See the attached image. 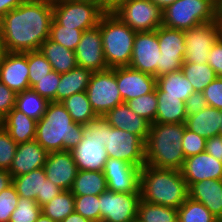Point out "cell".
I'll return each instance as SVG.
<instances>
[{"label": "cell", "instance_id": "cell-1", "mask_svg": "<svg viewBox=\"0 0 222 222\" xmlns=\"http://www.w3.org/2000/svg\"><path fill=\"white\" fill-rule=\"evenodd\" d=\"M53 4L25 0L0 19L6 52L37 51L49 38Z\"/></svg>", "mask_w": 222, "mask_h": 222}, {"label": "cell", "instance_id": "cell-2", "mask_svg": "<svg viewBox=\"0 0 222 222\" xmlns=\"http://www.w3.org/2000/svg\"><path fill=\"white\" fill-rule=\"evenodd\" d=\"M84 125L77 124L61 102H49L37 121L35 140L49 153L72 151L83 139Z\"/></svg>", "mask_w": 222, "mask_h": 222}, {"label": "cell", "instance_id": "cell-3", "mask_svg": "<svg viewBox=\"0 0 222 222\" xmlns=\"http://www.w3.org/2000/svg\"><path fill=\"white\" fill-rule=\"evenodd\" d=\"M185 123L150 124L145 142V165L181 170L184 164L182 139Z\"/></svg>", "mask_w": 222, "mask_h": 222}, {"label": "cell", "instance_id": "cell-4", "mask_svg": "<svg viewBox=\"0 0 222 222\" xmlns=\"http://www.w3.org/2000/svg\"><path fill=\"white\" fill-rule=\"evenodd\" d=\"M141 200L178 209L189 197L180 170L144 165L140 173Z\"/></svg>", "mask_w": 222, "mask_h": 222}, {"label": "cell", "instance_id": "cell-5", "mask_svg": "<svg viewBox=\"0 0 222 222\" xmlns=\"http://www.w3.org/2000/svg\"><path fill=\"white\" fill-rule=\"evenodd\" d=\"M100 31L107 67L129 66L136 32L110 10L100 19Z\"/></svg>", "mask_w": 222, "mask_h": 222}, {"label": "cell", "instance_id": "cell-6", "mask_svg": "<svg viewBox=\"0 0 222 222\" xmlns=\"http://www.w3.org/2000/svg\"><path fill=\"white\" fill-rule=\"evenodd\" d=\"M105 141V116L97 115L84 125L82 141L71 151L78 170L103 171L108 159Z\"/></svg>", "mask_w": 222, "mask_h": 222}, {"label": "cell", "instance_id": "cell-7", "mask_svg": "<svg viewBox=\"0 0 222 222\" xmlns=\"http://www.w3.org/2000/svg\"><path fill=\"white\" fill-rule=\"evenodd\" d=\"M110 11L135 32H150L163 24V10L150 0H120Z\"/></svg>", "mask_w": 222, "mask_h": 222}, {"label": "cell", "instance_id": "cell-8", "mask_svg": "<svg viewBox=\"0 0 222 222\" xmlns=\"http://www.w3.org/2000/svg\"><path fill=\"white\" fill-rule=\"evenodd\" d=\"M107 10L92 1L63 0L53 4V19L61 26L79 29H92L99 25Z\"/></svg>", "mask_w": 222, "mask_h": 222}, {"label": "cell", "instance_id": "cell-9", "mask_svg": "<svg viewBox=\"0 0 222 222\" xmlns=\"http://www.w3.org/2000/svg\"><path fill=\"white\" fill-rule=\"evenodd\" d=\"M214 21V6L207 0H177L163 10V26L188 30L196 25Z\"/></svg>", "mask_w": 222, "mask_h": 222}, {"label": "cell", "instance_id": "cell-10", "mask_svg": "<svg viewBox=\"0 0 222 222\" xmlns=\"http://www.w3.org/2000/svg\"><path fill=\"white\" fill-rule=\"evenodd\" d=\"M104 147L110 158L142 168L145 165V142L137 135L112 127L105 117Z\"/></svg>", "mask_w": 222, "mask_h": 222}, {"label": "cell", "instance_id": "cell-11", "mask_svg": "<svg viewBox=\"0 0 222 222\" xmlns=\"http://www.w3.org/2000/svg\"><path fill=\"white\" fill-rule=\"evenodd\" d=\"M86 94L96 115L104 116L109 110L123 103L120 95L116 67L92 72Z\"/></svg>", "mask_w": 222, "mask_h": 222}, {"label": "cell", "instance_id": "cell-12", "mask_svg": "<svg viewBox=\"0 0 222 222\" xmlns=\"http://www.w3.org/2000/svg\"><path fill=\"white\" fill-rule=\"evenodd\" d=\"M184 63L206 64L211 47L221 37V27L216 22H206L184 31Z\"/></svg>", "mask_w": 222, "mask_h": 222}, {"label": "cell", "instance_id": "cell-13", "mask_svg": "<svg viewBox=\"0 0 222 222\" xmlns=\"http://www.w3.org/2000/svg\"><path fill=\"white\" fill-rule=\"evenodd\" d=\"M140 193L106 190L100 194L101 222H136Z\"/></svg>", "mask_w": 222, "mask_h": 222}, {"label": "cell", "instance_id": "cell-14", "mask_svg": "<svg viewBox=\"0 0 222 222\" xmlns=\"http://www.w3.org/2000/svg\"><path fill=\"white\" fill-rule=\"evenodd\" d=\"M160 57L156 30L136 32L129 67L157 78L160 76Z\"/></svg>", "mask_w": 222, "mask_h": 222}, {"label": "cell", "instance_id": "cell-15", "mask_svg": "<svg viewBox=\"0 0 222 222\" xmlns=\"http://www.w3.org/2000/svg\"><path fill=\"white\" fill-rule=\"evenodd\" d=\"M156 33L161 52L160 76L181 70L186 49L184 31L161 25Z\"/></svg>", "mask_w": 222, "mask_h": 222}, {"label": "cell", "instance_id": "cell-16", "mask_svg": "<svg viewBox=\"0 0 222 222\" xmlns=\"http://www.w3.org/2000/svg\"><path fill=\"white\" fill-rule=\"evenodd\" d=\"M78 67L91 72H99L109 69L105 62L102 45L100 22L96 27L85 30L75 50Z\"/></svg>", "mask_w": 222, "mask_h": 222}, {"label": "cell", "instance_id": "cell-17", "mask_svg": "<svg viewBox=\"0 0 222 222\" xmlns=\"http://www.w3.org/2000/svg\"><path fill=\"white\" fill-rule=\"evenodd\" d=\"M27 52H6L0 59V81L16 94L30 89Z\"/></svg>", "mask_w": 222, "mask_h": 222}, {"label": "cell", "instance_id": "cell-18", "mask_svg": "<svg viewBox=\"0 0 222 222\" xmlns=\"http://www.w3.org/2000/svg\"><path fill=\"white\" fill-rule=\"evenodd\" d=\"M46 177L62 190H70L78 168L71 151L49 152L44 164Z\"/></svg>", "mask_w": 222, "mask_h": 222}, {"label": "cell", "instance_id": "cell-19", "mask_svg": "<svg viewBox=\"0 0 222 222\" xmlns=\"http://www.w3.org/2000/svg\"><path fill=\"white\" fill-rule=\"evenodd\" d=\"M117 86L123 102L153 92L156 78L129 66L116 67Z\"/></svg>", "mask_w": 222, "mask_h": 222}, {"label": "cell", "instance_id": "cell-20", "mask_svg": "<svg viewBox=\"0 0 222 222\" xmlns=\"http://www.w3.org/2000/svg\"><path fill=\"white\" fill-rule=\"evenodd\" d=\"M180 171L189 188L195 182L222 179V162L202 152L186 158Z\"/></svg>", "mask_w": 222, "mask_h": 222}, {"label": "cell", "instance_id": "cell-21", "mask_svg": "<svg viewBox=\"0 0 222 222\" xmlns=\"http://www.w3.org/2000/svg\"><path fill=\"white\" fill-rule=\"evenodd\" d=\"M48 152L34 139L19 143L8 172L11 177L27 174L44 167Z\"/></svg>", "mask_w": 222, "mask_h": 222}, {"label": "cell", "instance_id": "cell-22", "mask_svg": "<svg viewBox=\"0 0 222 222\" xmlns=\"http://www.w3.org/2000/svg\"><path fill=\"white\" fill-rule=\"evenodd\" d=\"M106 120L112 127L122 129L139 136L146 142L150 130V123L132 111L123 102L117 105L112 110H109L105 115Z\"/></svg>", "mask_w": 222, "mask_h": 222}, {"label": "cell", "instance_id": "cell-23", "mask_svg": "<svg viewBox=\"0 0 222 222\" xmlns=\"http://www.w3.org/2000/svg\"><path fill=\"white\" fill-rule=\"evenodd\" d=\"M189 197L202 203L219 221L222 220V179H207L188 188Z\"/></svg>", "mask_w": 222, "mask_h": 222}, {"label": "cell", "instance_id": "cell-24", "mask_svg": "<svg viewBox=\"0 0 222 222\" xmlns=\"http://www.w3.org/2000/svg\"><path fill=\"white\" fill-rule=\"evenodd\" d=\"M37 121L13 108L4 120V129L17 143H25L36 138Z\"/></svg>", "mask_w": 222, "mask_h": 222}, {"label": "cell", "instance_id": "cell-25", "mask_svg": "<svg viewBox=\"0 0 222 222\" xmlns=\"http://www.w3.org/2000/svg\"><path fill=\"white\" fill-rule=\"evenodd\" d=\"M220 110L207 106L198 114L186 118V128L206 139L219 135L221 124Z\"/></svg>", "mask_w": 222, "mask_h": 222}, {"label": "cell", "instance_id": "cell-26", "mask_svg": "<svg viewBox=\"0 0 222 222\" xmlns=\"http://www.w3.org/2000/svg\"><path fill=\"white\" fill-rule=\"evenodd\" d=\"M39 51L51 64L52 70L57 73H66L77 67L75 51L52 41L50 38L41 44Z\"/></svg>", "mask_w": 222, "mask_h": 222}, {"label": "cell", "instance_id": "cell-27", "mask_svg": "<svg viewBox=\"0 0 222 222\" xmlns=\"http://www.w3.org/2000/svg\"><path fill=\"white\" fill-rule=\"evenodd\" d=\"M157 112L155 121L157 123H185L186 105L179 97L164 96V92L156 86Z\"/></svg>", "mask_w": 222, "mask_h": 222}, {"label": "cell", "instance_id": "cell-28", "mask_svg": "<svg viewBox=\"0 0 222 222\" xmlns=\"http://www.w3.org/2000/svg\"><path fill=\"white\" fill-rule=\"evenodd\" d=\"M92 72L82 67H76L69 72L60 74L57 86L56 102H62L73 94L87 90Z\"/></svg>", "mask_w": 222, "mask_h": 222}, {"label": "cell", "instance_id": "cell-29", "mask_svg": "<svg viewBox=\"0 0 222 222\" xmlns=\"http://www.w3.org/2000/svg\"><path fill=\"white\" fill-rule=\"evenodd\" d=\"M156 86L164 92V96L179 97L184 102L195 92L191 82L185 77L182 70L157 77Z\"/></svg>", "mask_w": 222, "mask_h": 222}, {"label": "cell", "instance_id": "cell-30", "mask_svg": "<svg viewBox=\"0 0 222 222\" xmlns=\"http://www.w3.org/2000/svg\"><path fill=\"white\" fill-rule=\"evenodd\" d=\"M107 190L103 171L78 170L70 189L74 196L100 195Z\"/></svg>", "mask_w": 222, "mask_h": 222}, {"label": "cell", "instance_id": "cell-31", "mask_svg": "<svg viewBox=\"0 0 222 222\" xmlns=\"http://www.w3.org/2000/svg\"><path fill=\"white\" fill-rule=\"evenodd\" d=\"M46 179L45 170L42 167L27 174L13 177L12 184L20 197L36 201L37 196H42L43 182Z\"/></svg>", "mask_w": 222, "mask_h": 222}, {"label": "cell", "instance_id": "cell-32", "mask_svg": "<svg viewBox=\"0 0 222 222\" xmlns=\"http://www.w3.org/2000/svg\"><path fill=\"white\" fill-rule=\"evenodd\" d=\"M48 104L49 101L47 99L41 97L30 88L16 94L14 108L28 117L39 121L46 112Z\"/></svg>", "mask_w": 222, "mask_h": 222}, {"label": "cell", "instance_id": "cell-33", "mask_svg": "<svg viewBox=\"0 0 222 222\" xmlns=\"http://www.w3.org/2000/svg\"><path fill=\"white\" fill-rule=\"evenodd\" d=\"M61 103L77 124L86 125L91 119L97 116L88 100L86 91L73 94Z\"/></svg>", "mask_w": 222, "mask_h": 222}, {"label": "cell", "instance_id": "cell-34", "mask_svg": "<svg viewBox=\"0 0 222 222\" xmlns=\"http://www.w3.org/2000/svg\"><path fill=\"white\" fill-rule=\"evenodd\" d=\"M136 222H178V211L140 200Z\"/></svg>", "mask_w": 222, "mask_h": 222}, {"label": "cell", "instance_id": "cell-35", "mask_svg": "<svg viewBox=\"0 0 222 222\" xmlns=\"http://www.w3.org/2000/svg\"><path fill=\"white\" fill-rule=\"evenodd\" d=\"M42 213L55 222H61L75 211L74 195L70 190H63L58 196L42 207Z\"/></svg>", "mask_w": 222, "mask_h": 222}, {"label": "cell", "instance_id": "cell-36", "mask_svg": "<svg viewBox=\"0 0 222 222\" xmlns=\"http://www.w3.org/2000/svg\"><path fill=\"white\" fill-rule=\"evenodd\" d=\"M181 70L191 82L195 92H203L217 78L215 71L208 63L199 65L195 63H183Z\"/></svg>", "mask_w": 222, "mask_h": 222}, {"label": "cell", "instance_id": "cell-37", "mask_svg": "<svg viewBox=\"0 0 222 222\" xmlns=\"http://www.w3.org/2000/svg\"><path fill=\"white\" fill-rule=\"evenodd\" d=\"M178 222H219V220L200 202L190 197L177 209Z\"/></svg>", "mask_w": 222, "mask_h": 222}, {"label": "cell", "instance_id": "cell-38", "mask_svg": "<svg viewBox=\"0 0 222 222\" xmlns=\"http://www.w3.org/2000/svg\"><path fill=\"white\" fill-rule=\"evenodd\" d=\"M134 113L153 124L157 112V93L156 89L148 94L136 97L126 102Z\"/></svg>", "mask_w": 222, "mask_h": 222}, {"label": "cell", "instance_id": "cell-39", "mask_svg": "<svg viewBox=\"0 0 222 222\" xmlns=\"http://www.w3.org/2000/svg\"><path fill=\"white\" fill-rule=\"evenodd\" d=\"M82 33V30L61 26L52 19L49 38L52 41L60 43L62 46L75 51L80 42Z\"/></svg>", "mask_w": 222, "mask_h": 222}, {"label": "cell", "instance_id": "cell-40", "mask_svg": "<svg viewBox=\"0 0 222 222\" xmlns=\"http://www.w3.org/2000/svg\"><path fill=\"white\" fill-rule=\"evenodd\" d=\"M27 63L30 88L52 71L51 64L39 50L27 51Z\"/></svg>", "mask_w": 222, "mask_h": 222}, {"label": "cell", "instance_id": "cell-41", "mask_svg": "<svg viewBox=\"0 0 222 222\" xmlns=\"http://www.w3.org/2000/svg\"><path fill=\"white\" fill-rule=\"evenodd\" d=\"M100 195L74 196L75 212L92 222H101Z\"/></svg>", "mask_w": 222, "mask_h": 222}, {"label": "cell", "instance_id": "cell-42", "mask_svg": "<svg viewBox=\"0 0 222 222\" xmlns=\"http://www.w3.org/2000/svg\"><path fill=\"white\" fill-rule=\"evenodd\" d=\"M41 213L42 208L36 201L19 196L18 204L9 222H35Z\"/></svg>", "mask_w": 222, "mask_h": 222}, {"label": "cell", "instance_id": "cell-43", "mask_svg": "<svg viewBox=\"0 0 222 222\" xmlns=\"http://www.w3.org/2000/svg\"><path fill=\"white\" fill-rule=\"evenodd\" d=\"M107 190L122 193H140V175L105 176Z\"/></svg>", "mask_w": 222, "mask_h": 222}, {"label": "cell", "instance_id": "cell-44", "mask_svg": "<svg viewBox=\"0 0 222 222\" xmlns=\"http://www.w3.org/2000/svg\"><path fill=\"white\" fill-rule=\"evenodd\" d=\"M60 82V73L52 70L45 77L34 84L31 89L49 102H56L57 86Z\"/></svg>", "mask_w": 222, "mask_h": 222}, {"label": "cell", "instance_id": "cell-45", "mask_svg": "<svg viewBox=\"0 0 222 222\" xmlns=\"http://www.w3.org/2000/svg\"><path fill=\"white\" fill-rule=\"evenodd\" d=\"M19 195L13 184L0 192V222H9L12 212L16 209Z\"/></svg>", "mask_w": 222, "mask_h": 222}, {"label": "cell", "instance_id": "cell-46", "mask_svg": "<svg viewBox=\"0 0 222 222\" xmlns=\"http://www.w3.org/2000/svg\"><path fill=\"white\" fill-rule=\"evenodd\" d=\"M17 145L4 128L0 129V169H10Z\"/></svg>", "mask_w": 222, "mask_h": 222}, {"label": "cell", "instance_id": "cell-47", "mask_svg": "<svg viewBox=\"0 0 222 222\" xmlns=\"http://www.w3.org/2000/svg\"><path fill=\"white\" fill-rule=\"evenodd\" d=\"M141 169L129 162L108 157L104 166V176L140 175Z\"/></svg>", "mask_w": 222, "mask_h": 222}, {"label": "cell", "instance_id": "cell-48", "mask_svg": "<svg viewBox=\"0 0 222 222\" xmlns=\"http://www.w3.org/2000/svg\"><path fill=\"white\" fill-rule=\"evenodd\" d=\"M206 140V138L199 136L197 133L185 128L184 136L182 139V149L185 159L190 156L205 152Z\"/></svg>", "mask_w": 222, "mask_h": 222}, {"label": "cell", "instance_id": "cell-49", "mask_svg": "<svg viewBox=\"0 0 222 222\" xmlns=\"http://www.w3.org/2000/svg\"><path fill=\"white\" fill-rule=\"evenodd\" d=\"M207 105L222 110V78L217 77L204 90Z\"/></svg>", "mask_w": 222, "mask_h": 222}, {"label": "cell", "instance_id": "cell-50", "mask_svg": "<svg viewBox=\"0 0 222 222\" xmlns=\"http://www.w3.org/2000/svg\"><path fill=\"white\" fill-rule=\"evenodd\" d=\"M207 63L222 78V37L211 47Z\"/></svg>", "mask_w": 222, "mask_h": 222}, {"label": "cell", "instance_id": "cell-51", "mask_svg": "<svg viewBox=\"0 0 222 222\" xmlns=\"http://www.w3.org/2000/svg\"><path fill=\"white\" fill-rule=\"evenodd\" d=\"M16 93L0 81V113L6 116L15 106Z\"/></svg>", "mask_w": 222, "mask_h": 222}, {"label": "cell", "instance_id": "cell-52", "mask_svg": "<svg viewBox=\"0 0 222 222\" xmlns=\"http://www.w3.org/2000/svg\"><path fill=\"white\" fill-rule=\"evenodd\" d=\"M186 105V115L198 114L202 109L207 107V102L205 100L203 92L192 93L185 102Z\"/></svg>", "mask_w": 222, "mask_h": 222}, {"label": "cell", "instance_id": "cell-53", "mask_svg": "<svg viewBox=\"0 0 222 222\" xmlns=\"http://www.w3.org/2000/svg\"><path fill=\"white\" fill-rule=\"evenodd\" d=\"M63 190L54 184L53 182L46 179L43 182L42 196H37L36 202L40 207L50 202L54 197L58 196Z\"/></svg>", "mask_w": 222, "mask_h": 222}, {"label": "cell", "instance_id": "cell-54", "mask_svg": "<svg viewBox=\"0 0 222 222\" xmlns=\"http://www.w3.org/2000/svg\"><path fill=\"white\" fill-rule=\"evenodd\" d=\"M205 152L222 162V136L217 135L206 140Z\"/></svg>", "mask_w": 222, "mask_h": 222}, {"label": "cell", "instance_id": "cell-55", "mask_svg": "<svg viewBox=\"0 0 222 222\" xmlns=\"http://www.w3.org/2000/svg\"><path fill=\"white\" fill-rule=\"evenodd\" d=\"M25 0H0V19Z\"/></svg>", "mask_w": 222, "mask_h": 222}, {"label": "cell", "instance_id": "cell-56", "mask_svg": "<svg viewBox=\"0 0 222 222\" xmlns=\"http://www.w3.org/2000/svg\"><path fill=\"white\" fill-rule=\"evenodd\" d=\"M12 184L11 174L6 169H0V192Z\"/></svg>", "mask_w": 222, "mask_h": 222}, {"label": "cell", "instance_id": "cell-57", "mask_svg": "<svg viewBox=\"0 0 222 222\" xmlns=\"http://www.w3.org/2000/svg\"><path fill=\"white\" fill-rule=\"evenodd\" d=\"M61 222H92V221L87 218H84L82 215L74 211Z\"/></svg>", "mask_w": 222, "mask_h": 222}, {"label": "cell", "instance_id": "cell-58", "mask_svg": "<svg viewBox=\"0 0 222 222\" xmlns=\"http://www.w3.org/2000/svg\"><path fill=\"white\" fill-rule=\"evenodd\" d=\"M214 22L222 28V0L214 6Z\"/></svg>", "mask_w": 222, "mask_h": 222}, {"label": "cell", "instance_id": "cell-59", "mask_svg": "<svg viewBox=\"0 0 222 222\" xmlns=\"http://www.w3.org/2000/svg\"><path fill=\"white\" fill-rule=\"evenodd\" d=\"M155 5L159 6L162 10L166 9L170 4H173L177 0H150Z\"/></svg>", "mask_w": 222, "mask_h": 222}, {"label": "cell", "instance_id": "cell-60", "mask_svg": "<svg viewBox=\"0 0 222 222\" xmlns=\"http://www.w3.org/2000/svg\"><path fill=\"white\" fill-rule=\"evenodd\" d=\"M5 53H6V50H5V46H4L2 29L0 26V59L5 55Z\"/></svg>", "mask_w": 222, "mask_h": 222}, {"label": "cell", "instance_id": "cell-61", "mask_svg": "<svg viewBox=\"0 0 222 222\" xmlns=\"http://www.w3.org/2000/svg\"><path fill=\"white\" fill-rule=\"evenodd\" d=\"M80 1H92L95 3H100L107 11L109 10L108 0H80Z\"/></svg>", "mask_w": 222, "mask_h": 222}, {"label": "cell", "instance_id": "cell-62", "mask_svg": "<svg viewBox=\"0 0 222 222\" xmlns=\"http://www.w3.org/2000/svg\"><path fill=\"white\" fill-rule=\"evenodd\" d=\"M35 222H55L51 218L45 216L43 213L38 217V219Z\"/></svg>", "mask_w": 222, "mask_h": 222}, {"label": "cell", "instance_id": "cell-63", "mask_svg": "<svg viewBox=\"0 0 222 222\" xmlns=\"http://www.w3.org/2000/svg\"><path fill=\"white\" fill-rule=\"evenodd\" d=\"M4 120H5V116L0 113V129L4 128Z\"/></svg>", "mask_w": 222, "mask_h": 222}, {"label": "cell", "instance_id": "cell-64", "mask_svg": "<svg viewBox=\"0 0 222 222\" xmlns=\"http://www.w3.org/2000/svg\"><path fill=\"white\" fill-rule=\"evenodd\" d=\"M37 1H42V2H47V3H50V4H55V3L61 2L63 0H37Z\"/></svg>", "mask_w": 222, "mask_h": 222}, {"label": "cell", "instance_id": "cell-65", "mask_svg": "<svg viewBox=\"0 0 222 222\" xmlns=\"http://www.w3.org/2000/svg\"><path fill=\"white\" fill-rule=\"evenodd\" d=\"M118 1H120V0H108L109 10H110V8H111L116 2H118Z\"/></svg>", "mask_w": 222, "mask_h": 222}, {"label": "cell", "instance_id": "cell-66", "mask_svg": "<svg viewBox=\"0 0 222 222\" xmlns=\"http://www.w3.org/2000/svg\"><path fill=\"white\" fill-rule=\"evenodd\" d=\"M211 5L215 6L220 0H207Z\"/></svg>", "mask_w": 222, "mask_h": 222}, {"label": "cell", "instance_id": "cell-67", "mask_svg": "<svg viewBox=\"0 0 222 222\" xmlns=\"http://www.w3.org/2000/svg\"><path fill=\"white\" fill-rule=\"evenodd\" d=\"M220 112H221V118H222V110H220ZM219 135L222 136V120H221V124H220Z\"/></svg>", "mask_w": 222, "mask_h": 222}]
</instances>
